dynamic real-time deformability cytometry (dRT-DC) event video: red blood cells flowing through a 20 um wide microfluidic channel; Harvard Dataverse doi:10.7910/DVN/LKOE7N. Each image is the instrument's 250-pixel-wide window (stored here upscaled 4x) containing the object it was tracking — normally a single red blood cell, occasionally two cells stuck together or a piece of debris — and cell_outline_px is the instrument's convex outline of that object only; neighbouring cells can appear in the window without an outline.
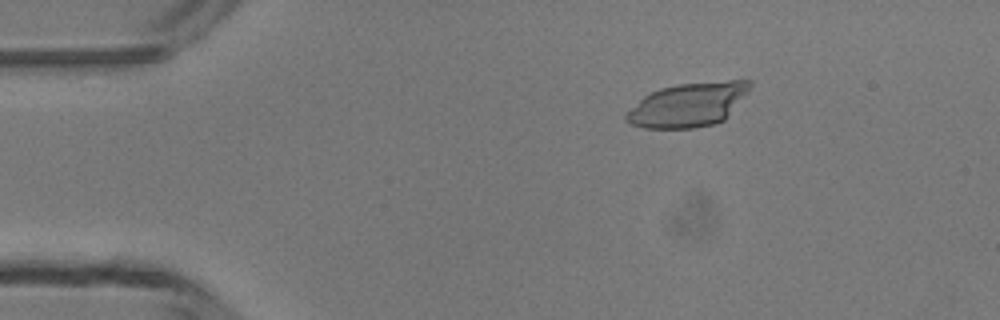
{"species": "common noctule bat (a hibernating species)", "species_latin": "Nyctalus noctula", "temperature_condition": "room temperature", "stored_images_in_passage": 4, "camera_frame_rate_fps": 3000, "um_per_image_px": 0.085, "animal": {"sex": "male", "body_mass_g": 13.3}, "frame": {"image": 1, "passage_image": 1, "time_ms": 0.0, "image_size_px": [1000, 320], "cell_outline_px": [[752, 84], [748, 92], [728, 116], [724, 120], [716, 124], [692, 128], [644, 128], [628, 124], [624, 120], [624, 112], [644, 96], [660, 88], [676, 84], [728, 80], [752, 80]], "centroid_in_image_um": [58.47, 8.9], "position_along_channel_um": 26.5, "area_um2": 32.08}}
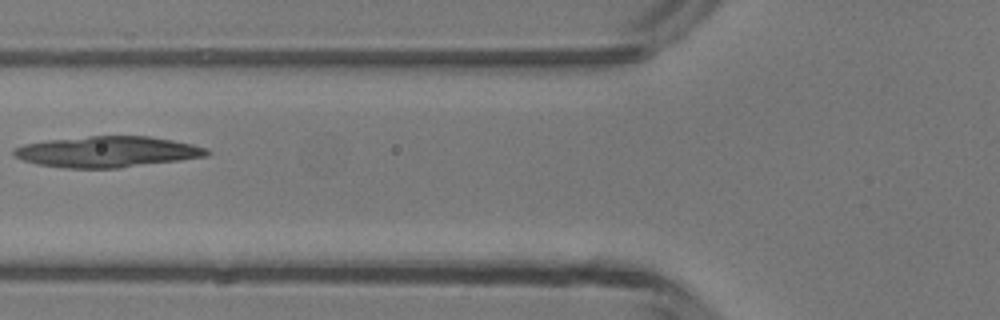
{"frame": {"image": 2, "passage_image": 4, "time_ms": 3.667, "image_size_px": [1000, 320], "cell_outline_px": [[212, 152], [208, 156], [180, 160], [120, 168], [64, 168], [36, 164], [24, 160], [16, 156], [12, 152], [12, 148], [24, 144], [48, 140], [88, 136], [148, 136], [172, 140], [192, 144], [208, 148]], "centroid_in_image_um": [9.14, 12.9], "position_along_channel_um": 116.7, "area_um2": 34.91}}